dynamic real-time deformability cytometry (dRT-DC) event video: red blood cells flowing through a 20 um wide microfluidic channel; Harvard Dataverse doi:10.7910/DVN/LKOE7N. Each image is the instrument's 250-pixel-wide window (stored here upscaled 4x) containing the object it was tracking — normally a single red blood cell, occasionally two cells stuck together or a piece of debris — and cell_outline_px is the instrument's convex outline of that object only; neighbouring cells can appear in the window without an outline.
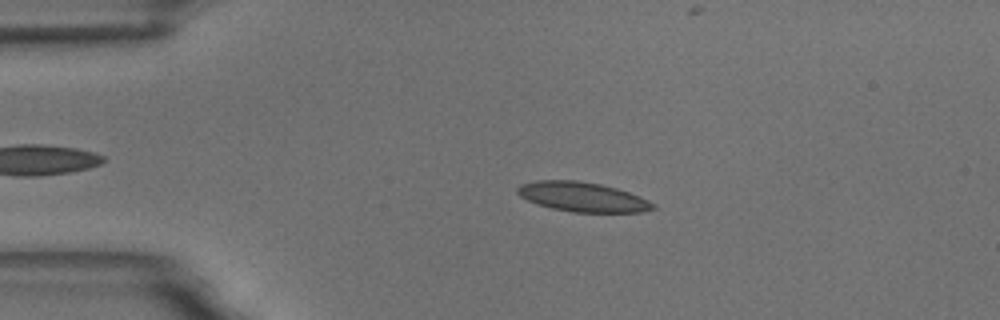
{"species": "common noctule bat (a hibernating species)", "species_latin": "Nyctalus noctula", "temperature_condition": "room temperature", "stored_images_in_passage": 43, "camera_frame_rate_fps": 3000, "um_per_image_px": 0.085, "animal": {"sex": "male", "body_mass_g": 18.8}, "frame": {"image": 1, "passage_image": 4, "time_ms": 1.0, "image_size_px": [1000, 320], "cell_outline_px": [[656, 208], [640, 212], [572, 212], [552, 208], [536, 204], [520, 196], [516, 192], [516, 188], [520, 184], [536, 180], [576, 180], [600, 184], [616, 188], [640, 196], [656, 204]], "centroid_in_image_um": [49.49, 16.73], "position_along_channel_um": 35.5, "area_um2": 23.41}}
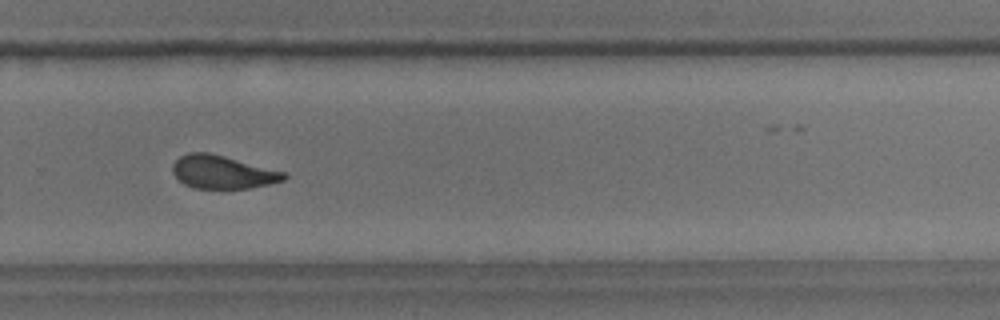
{"frame": {"image": 2, "passage_image": 31, "time_ms": 10.0, "image_size_px": [1000, 320], "cell_outline_px": [[288, 176], [284, 180], [268, 184], [248, 188], [192, 188], [184, 184], [172, 172], [172, 164], [180, 156], [188, 152], [208, 152], [288, 172]], "centroid_in_image_um": [18.93, 14.62], "position_along_channel_um": 310.9, "area_um2": 21.56}}
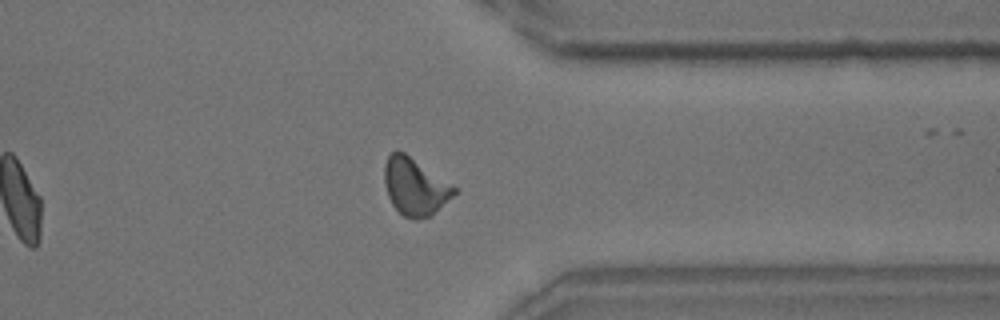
{"frame": {"image": 3, "passage_image": 37, "time_ms": 12.0, "image_size_px": [1000, 320], "cell_outline_px": [[456, 192], [432, 216], [416, 220], [412, 220], [404, 216], [392, 204], [388, 196], [384, 180], [384, 164], [388, 156], [396, 148], [404, 152], [456, 188]], "centroid_in_image_um": [35.23, 15.87], "position_along_channel_um": 376.2, "area_um2": 23.0}, "authors_computed_cell_mechanics": {"area_um2": 22.6576, "velocity_mm_per_s": 3.4795, "shape_relaxation_time_tau1_ms": 4.7403, "shape_relaxation_time_tau2_ms": 1.8793, "deformation_change_tau1": 0.13, "deformation_change_tau2": 0.083}}